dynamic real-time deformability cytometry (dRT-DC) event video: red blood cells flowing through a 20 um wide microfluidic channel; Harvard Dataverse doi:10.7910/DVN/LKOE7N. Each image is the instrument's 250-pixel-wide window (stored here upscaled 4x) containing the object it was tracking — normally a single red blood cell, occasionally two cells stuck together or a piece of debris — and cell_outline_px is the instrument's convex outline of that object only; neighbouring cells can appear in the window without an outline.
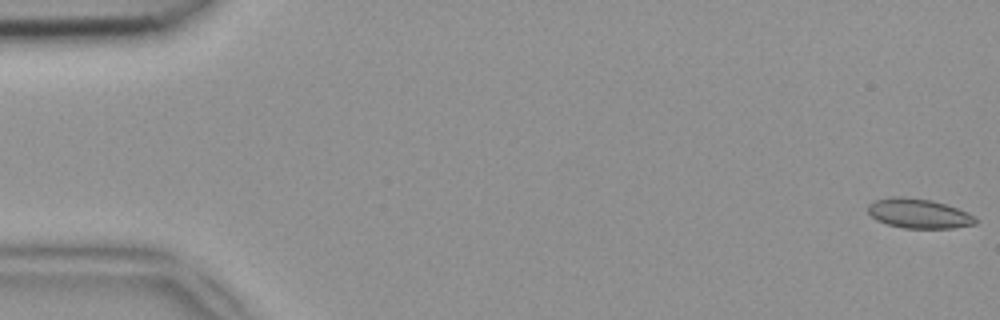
{"species": "common noctule bat (a hibernating species)", "species_latin": "Nyctalus noctula", "temperature_condition": "room temperature", "stored_images_in_passage": 50, "camera_frame_rate_fps": 3000, "um_per_image_px": 0.085, "animal": {"sex": "female", "body_mass_g": 18.4}, "frame": {"image": 1, "passage_image": 1, "time_ms": 0.0, "image_size_px": [1000, 320], "cell_outline_px": [[976, 224], [952, 228], [904, 228], [888, 224], [876, 220], [868, 212], [868, 204], [876, 200], [888, 196], [904, 196], [932, 200], [968, 212], [976, 216]], "centroid_in_image_um": [78.08, 18.14], "position_along_channel_um": 6.9, "area_um2": 18.61}}
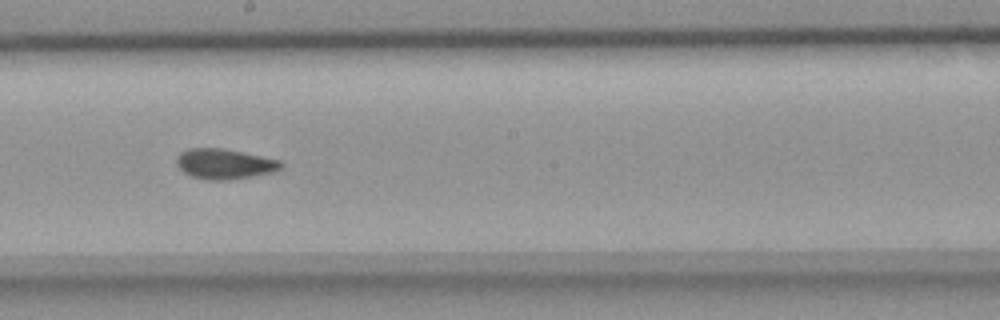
{"frame": {"image": 2, "passage_image": 28, "time_ms": 9.0, "image_size_px": [1000, 320], "cell_outline_px": [[284, 168], [272, 172], [252, 176], [228, 180], [204, 180], [192, 176], [184, 172], [176, 164], [176, 156], [180, 152], [188, 148], [224, 148], [280, 160], [284, 164]], "centroid_in_image_um": [19.08, 13.93], "position_along_channel_um": 229.1, "area_um2": 18.55}}
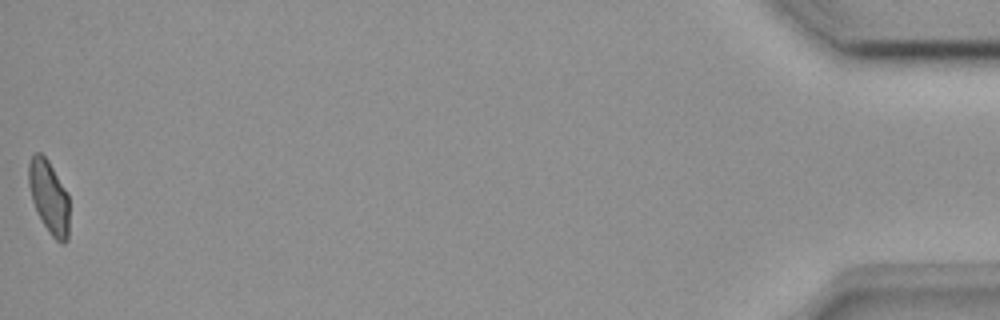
{"frame": {"image": 3, "passage_image": 50, "time_ms": 16.333, "image_size_px": [1000, 320], "cell_outline_px": [[68, 240], [64, 244], [60, 244], [48, 232], [32, 200], [28, 184], [28, 164], [32, 156], [36, 152], [40, 152], [48, 160], [68, 192]], "centroid_in_image_um": [4.17, 16.74], "position_along_channel_um": 431.0, "area_um2": 17.28}}